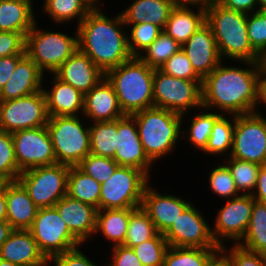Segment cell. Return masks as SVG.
Returning a JSON list of instances; mask_svg holds the SVG:
<instances>
[{"instance_id":"obj_37","label":"cell","mask_w":266,"mask_h":266,"mask_svg":"<svg viewBox=\"0 0 266 266\" xmlns=\"http://www.w3.org/2000/svg\"><path fill=\"white\" fill-rule=\"evenodd\" d=\"M233 120H229L224 115H221L213 124V128L208 139V143L203 152L208 154H224L232 149L233 134L235 128V115Z\"/></svg>"},{"instance_id":"obj_49","label":"cell","mask_w":266,"mask_h":266,"mask_svg":"<svg viewBox=\"0 0 266 266\" xmlns=\"http://www.w3.org/2000/svg\"><path fill=\"white\" fill-rule=\"evenodd\" d=\"M228 253L233 266H264L261 254L249 251L239 244L235 243Z\"/></svg>"},{"instance_id":"obj_6","label":"cell","mask_w":266,"mask_h":266,"mask_svg":"<svg viewBox=\"0 0 266 266\" xmlns=\"http://www.w3.org/2000/svg\"><path fill=\"white\" fill-rule=\"evenodd\" d=\"M53 144L56 163L77 166L90 154V130L79 116L49 117L46 125Z\"/></svg>"},{"instance_id":"obj_34","label":"cell","mask_w":266,"mask_h":266,"mask_svg":"<svg viewBox=\"0 0 266 266\" xmlns=\"http://www.w3.org/2000/svg\"><path fill=\"white\" fill-rule=\"evenodd\" d=\"M157 234L158 231L148 213L142 207H138L131 212L126 238L122 245L132 248L154 238Z\"/></svg>"},{"instance_id":"obj_38","label":"cell","mask_w":266,"mask_h":266,"mask_svg":"<svg viewBox=\"0 0 266 266\" xmlns=\"http://www.w3.org/2000/svg\"><path fill=\"white\" fill-rule=\"evenodd\" d=\"M227 167L231 171L238 192L243 195H252L255 191L260 166L259 164L229 157ZM253 190V191H252ZM251 191V192H249Z\"/></svg>"},{"instance_id":"obj_41","label":"cell","mask_w":266,"mask_h":266,"mask_svg":"<svg viewBox=\"0 0 266 266\" xmlns=\"http://www.w3.org/2000/svg\"><path fill=\"white\" fill-rule=\"evenodd\" d=\"M20 173L12 134L0 131V182L17 181Z\"/></svg>"},{"instance_id":"obj_7","label":"cell","mask_w":266,"mask_h":266,"mask_svg":"<svg viewBox=\"0 0 266 266\" xmlns=\"http://www.w3.org/2000/svg\"><path fill=\"white\" fill-rule=\"evenodd\" d=\"M36 25L26 35L25 52L43 73L47 70L53 74L78 49V32L69 37L39 30Z\"/></svg>"},{"instance_id":"obj_39","label":"cell","mask_w":266,"mask_h":266,"mask_svg":"<svg viewBox=\"0 0 266 266\" xmlns=\"http://www.w3.org/2000/svg\"><path fill=\"white\" fill-rule=\"evenodd\" d=\"M43 10L55 23L70 22L78 17V25L90 12L81 0H45Z\"/></svg>"},{"instance_id":"obj_53","label":"cell","mask_w":266,"mask_h":266,"mask_svg":"<svg viewBox=\"0 0 266 266\" xmlns=\"http://www.w3.org/2000/svg\"><path fill=\"white\" fill-rule=\"evenodd\" d=\"M222 5L228 9L240 11L246 14H252L258 10L255 9L258 6L257 0H226Z\"/></svg>"},{"instance_id":"obj_25","label":"cell","mask_w":266,"mask_h":266,"mask_svg":"<svg viewBox=\"0 0 266 266\" xmlns=\"http://www.w3.org/2000/svg\"><path fill=\"white\" fill-rule=\"evenodd\" d=\"M7 222L14 230H29L38 207L30 199L27 190L17 181L5 182Z\"/></svg>"},{"instance_id":"obj_61","label":"cell","mask_w":266,"mask_h":266,"mask_svg":"<svg viewBox=\"0 0 266 266\" xmlns=\"http://www.w3.org/2000/svg\"><path fill=\"white\" fill-rule=\"evenodd\" d=\"M226 0H205V9L213 5H222Z\"/></svg>"},{"instance_id":"obj_20","label":"cell","mask_w":266,"mask_h":266,"mask_svg":"<svg viewBox=\"0 0 266 266\" xmlns=\"http://www.w3.org/2000/svg\"><path fill=\"white\" fill-rule=\"evenodd\" d=\"M151 188L150 185L145 187L141 207L148 213L158 233L164 234L191 203L175 195H161Z\"/></svg>"},{"instance_id":"obj_15","label":"cell","mask_w":266,"mask_h":266,"mask_svg":"<svg viewBox=\"0 0 266 266\" xmlns=\"http://www.w3.org/2000/svg\"><path fill=\"white\" fill-rule=\"evenodd\" d=\"M207 224L200 211L190 204L163 235L169 246L219 248Z\"/></svg>"},{"instance_id":"obj_55","label":"cell","mask_w":266,"mask_h":266,"mask_svg":"<svg viewBox=\"0 0 266 266\" xmlns=\"http://www.w3.org/2000/svg\"><path fill=\"white\" fill-rule=\"evenodd\" d=\"M256 191L252 193L255 200L266 203V164L261 165L258 173Z\"/></svg>"},{"instance_id":"obj_10","label":"cell","mask_w":266,"mask_h":266,"mask_svg":"<svg viewBox=\"0 0 266 266\" xmlns=\"http://www.w3.org/2000/svg\"><path fill=\"white\" fill-rule=\"evenodd\" d=\"M203 81L187 80L154 70L153 100L154 107L185 114L188 109L202 108ZM187 110V111H186Z\"/></svg>"},{"instance_id":"obj_26","label":"cell","mask_w":266,"mask_h":266,"mask_svg":"<svg viewBox=\"0 0 266 266\" xmlns=\"http://www.w3.org/2000/svg\"><path fill=\"white\" fill-rule=\"evenodd\" d=\"M53 78L51 91L43 88L49 117L78 116L76 113L81 110L83 113L85 95L56 76Z\"/></svg>"},{"instance_id":"obj_11","label":"cell","mask_w":266,"mask_h":266,"mask_svg":"<svg viewBox=\"0 0 266 266\" xmlns=\"http://www.w3.org/2000/svg\"><path fill=\"white\" fill-rule=\"evenodd\" d=\"M29 231L45 258L51 259L82 244L69 230L55 206L39 208Z\"/></svg>"},{"instance_id":"obj_50","label":"cell","mask_w":266,"mask_h":266,"mask_svg":"<svg viewBox=\"0 0 266 266\" xmlns=\"http://www.w3.org/2000/svg\"><path fill=\"white\" fill-rule=\"evenodd\" d=\"M51 260L55 266H97L78 247L56 255Z\"/></svg>"},{"instance_id":"obj_33","label":"cell","mask_w":266,"mask_h":266,"mask_svg":"<svg viewBox=\"0 0 266 266\" xmlns=\"http://www.w3.org/2000/svg\"><path fill=\"white\" fill-rule=\"evenodd\" d=\"M90 153L114 158L117 145V119L99 121L89 126Z\"/></svg>"},{"instance_id":"obj_21","label":"cell","mask_w":266,"mask_h":266,"mask_svg":"<svg viewBox=\"0 0 266 266\" xmlns=\"http://www.w3.org/2000/svg\"><path fill=\"white\" fill-rule=\"evenodd\" d=\"M62 220L70 232L81 242L88 240L96 231L97 211L92 205L75 200L68 195L56 204Z\"/></svg>"},{"instance_id":"obj_51","label":"cell","mask_w":266,"mask_h":266,"mask_svg":"<svg viewBox=\"0 0 266 266\" xmlns=\"http://www.w3.org/2000/svg\"><path fill=\"white\" fill-rule=\"evenodd\" d=\"M112 263L108 266H143L132 248L124 245L113 247Z\"/></svg>"},{"instance_id":"obj_43","label":"cell","mask_w":266,"mask_h":266,"mask_svg":"<svg viewBox=\"0 0 266 266\" xmlns=\"http://www.w3.org/2000/svg\"><path fill=\"white\" fill-rule=\"evenodd\" d=\"M161 32L162 29L152 23L132 24L131 38L128 37V48L131 55L138 57L144 53L143 51L151 45Z\"/></svg>"},{"instance_id":"obj_8","label":"cell","mask_w":266,"mask_h":266,"mask_svg":"<svg viewBox=\"0 0 266 266\" xmlns=\"http://www.w3.org/2000/svg\"><path fill=\"white\" fill-rule=\"evenodd\" d=\"M148 179L137 168L118 166L111 178L101 184L100 210L141 207Z\"/></svg>"},{"instance_id":"obj_2","label":"cell","mask_w":266,"mask_h":266,"mask_svg":"<svg viewBox=\"0 0 266 266\" xmlns=\"http://www.w3.org/2000/svg\"><path fill=\"white\" fill-rule=\"evenodd\" d=\"M123 25L121 14L112 19L101 11H90L76 29L78 48L104 73L133 57Z\"/></svg>"},{"instance_id":"obj_3","label":"cell","mask_w":266,"mask_h":266,"mask_svg":"<svg viewBox=\"0 0 266 266\" xmlns=\"http://www.w3.org/2000/svg\"><path fill=\"white\" fill-rule=\"evenodd\" d=\"M154 70L139 57H132L105 73V77L114 88L124 115H132L154 107Z\"/></svg>"},{"instance_id":"obj_63","label":"cell","mask_w":266,"mask_h":266,"mask_svg":"<svg viewBox=\"0 0 266 266\" xmlns=\"http://www.w3.org/2000/svg\"><path fill=\"white\" fill-rule=\"evenodd\" d=\"M0 266H18V265L14 264L12 262L0 259Z\"/></svg>"},{"instance_id":"obj_44","label":"cell","mask_w":266,"mask_h":266,"mask_svg":"<svg viewBox=\"0 0 266 266\" xmlns=\"http://www.w3.org/2000/svg\"><path fill=\"white\" fill-rule=\"evenodd\" d=\"M217 112H207L196 115L191 120L189 127V140L198 149L204 150L207 146L208 139L210 137L214 122L221 116Z\"/></svg>"},{"instance_id":"obj_28","label":"cell","mask_w":266,"mask_h":266,"mask_svg":"<svg viewBox=\"0 0 266 266\" xmlns=\"http://www.w3.org/2000/svg\"><path fill=\"white\" fill-rule=\"evenodd\" d=\"M205 23V8L199 7L195 13L188 5L176 4L163 31L182 46Z\"/></svg>"},{"instance_id":"obj_13","label":"cell","mask_w":266,"mask_h":266,"mask_svg":"<svg viewBox=\"0 0 266 266\" xmlns=\"http://www.w3.org/2000/svg\"><path fill=\"white\" fill-rule=\"evenodd\" d=\"M49 115L43 89L34 94L0 101V131L13 133L46 126Z\"/></svg>"},{"instance_id":"obj_16","label":"cell","mask_w":266,"mask_h":266,"mask_svg":"<svg viewBox=\"0 0 266 266\" xmlns=\"http://www.w3.org/2000/svg\"><path fill=\"white\" fill-rule=\"evenodd\" d=\"M227 201L225 206L219 209L215 228L211 229L213 240L218 246H224V238H230L237 244L244 237L255 199L250 194H241Z\"/></svg>"},{"instance_id":"obj_31","label":"cell","mask_w":266,"mask_h":266,"mask_svg":"<svg viewBox=\"0 0 266 266\" xmlns=\"http://www.w3.org/2000/svg\"><path fill=\"white\" fill-rule=\"evenodd\" d=\"M101 184L84 173L78 166H70L67 195L100 210Z\"/></svg>"},{"instance_id":"obj_47","label":"cell","mask_w":266,"mask_h":266,"mask_svg":"<svg viewBox=\"0 0 266 266\" xmlns=\"http://www.w3.org/2000/svg\"><path fill=\"white\" fill-rule=\"evenodd\" d=\"M159 69L173 77L203 81L182 49L172 55Z\"/></svg>"},{"instance_id":"obj_4","label":"cell","mask_w":266,"mask_h":266,"mask_svg":"<svg viewBox=\"0 0 266 266\" xmlns=\"http://www.w3.org/2000/svg\"><path fill=\"white\" fill-rule=\"evenodd\" d=\"M206 10V23L211 27L221 59L262 62V57L252 48L247 31V14L213 5Z\"/></svg>"},{"instance_id":"obj_45","label":"cell","mask_w":266,"mask_h":266,"mask_svg":"<svg viewBox=\"0 0 266 266\" xmlns=\"http://www.w3.org/2000/svg\"><path fill=\"white\" fill-rule=\"evenodd\" d=\"M247 31L252 48L263 57L266 54V10L247 14Z\"/></svg>"},{"instance_id":"obj_22","label":"cell","mask_w":266,"mask_h":266,"mask_svg":"<svg viewBox=\"0 0 266 266\" xmlns=\"http://www.w3.org/2000/svg\"><path fill=\"white\" fill-rule=\"evenodd\" d=\"M44 73L25 54L17 63L7 83L0 89V101L25 97L41 91Z\"/></svg>"},{"instance_id":"obj_9","label":"cell","mask_w":266,"mask_h":266,"mask_svg":"<svg viewBox=\"0 0 266 266\" xmlns=\"http://www.w3.org/2000/svg\"><path fill=\"white\" fill-rule=\"evenodd\" d=\"M70 166L56 163L21 172L18 181L38 208L53 207L67 195Z\"/></svg>"},{"instance_id":"obj_24","label":"cell","mask_w":266,"mask_h":266,"mask_svg":"<svg viewBox=\"0 0 266 266\" xmlns=\"http://www.w3.org/2000/svg\"><path fill=\"white\" fill-rule=\"evenodd\" d=\"M83 114L93 122L112 121L124 116L114 88L105 76L85 94Z\"/></svg>"},{"instance_id":"obj_58","label":"cell","mask_w":266,"mask_h":266,"mask_svg":"<svg viewBox=\"0 0 266 266\" xmlns=\"http://www.w3.org/2000/svg\"><path fill=\"white\" fill-rule=\"evenodd\" d=\"M260 102L266 105V70L264 68L262 69L261 75Z\"/></svg>"},{"instance_id":"obj_12","label":"cell","mask_w":266,"mask_h":266,"mask_svg":"<svg viewBox=\"0 0 266 266\" xmlns=\"http://www.w3.org/2000/svg\"><path fill=\"white\" fill-rule=\"evenodd\" d=\"M235 116L233 145L229 157L266 164V118L261 113Z\"/></svg>"},{"instance_id":"obj_36","label":"cell","mask_w":266,"mask_h":266,"mask_svg":"<svg viewBox=\"0 0 266 266\" xmlns=\"http://www.w3.org/2000/svg\"><path fill=\"white\" fill-rule=\"evenodd\" d=\"M180 49L181 45L162 30L151 45L144 50L145 55L141 54L138 57L151 68L159 69Z\"/></svg>"},{"instance_id":"obj_54","label":"cell","mask_w":266,"mask_h":266,"mask_svg":"<svg viewBox=\"0 0 266 266\" xmlns=\"http://www.w3.org/2000/svg\"><path fill=\"white\" fill-rule=\"evenodd\" d=\"M225 246H220L209 258L205 266H233Z\"/></svg>"},{"instance_id":"obj_48","label":"cell","mask_w":266,"mask_h":266,"mask_svg":"<svg viewBox=\"0 0 266 266\" xmlns=\"http://www.w3.org/2000/svg\"><path fill=\"white\" fill-rule=\"evenodd\" d=\"M26 37L19 32L0 31V58L26 54Z\"/></svg>"},{"instance_id":"obj_42","label":"cell","mask_w":266,"mask_h":266,"mask_svg":"<svg viewBox=\"0 0 266 266\" xmlns=\"http://www.w3.org/2000/svg\"><path fill=\"white\" fill-rule=\"evenodd\" d=\"M84 173L102 184L114 174L119 166L113 158L88 154L78 165Z\"/></svg>"},{"instance_id":"obj_46","label":"cell","mask_w":266,"mask_h":266,"mask_svg":"<svg viewBox=\"0 0 266 266\" xmlns=\"http://www.w3.org/2000/svg\"><path fill=\"white\" fill-rule=\"evenodd\" d=\"M210 189L221 198L231 199L239 196L231 171L224 165L217 166L209 176Z\"/></svg>"},{"instance_id":"obj_32","label":"cell","mask_w":266,"mask_h":266,"mask_svg":"<svg viewBox=\"0 0 266 266\" xmlns=\"http://www.w3.org/2000/svg\"><path fill=\"white\" fill-rule=\"evenodd\" d=\"M237 244L259 254L266 251V203L254 201L248 228Z\"/></svg>"},{"instance_id":"obj_30","label":"cell","mask_w":266,"mask_h":266,"mask_svg":"<svg viewBox=\"0 0 266 266\" xmlns=\"http://www.w3.org/2000/svg\"><path fill=\"white\" fill-rule=\"evenodd\" d=\"M134 209L98 210L95 234L101 231L108 240L115 243L113 246L122 245L126 238L130 215Z\"/></svg>"},{"instance_id":"obj_64","label":"cell","mask_w":266,"mask_h":266,"mask_svg":"<svg viewBox=\"0 0 266 266\" xmlns=\"http://www.w3.org/2000/svg\"><path fill=\"white\" fill-rule=\"evenodd\" d=\"M261 257H262L264 266H266V251H264L263 253H261Z\"/></svg>"},{"instance_id":"obj_29","label":"cell","mask_w":266,"mask_h":266,"mask_svg":"<svg viewBox=\"0 0 266 266\" xmlns=\"http://www.w3.org/2000/svg\"><path fill=\"white\" fill-rule=\"evenodd\" d=\"M32 0L0 1V31L19 32L25 37L36 22Z\"/></svg>"},{"instance_id":"obj_5","label":"cell","mask_w":266,"mask_h":266,"mask_svg":"<svg viewBox=\"0 0 266 266\" xmlns=\"http://www.w3.org/2000/svg\"><path fill=\"white\" fill-rule=\"evenodd\" d=\"M139 138L148 158L153 162L175 148L184 114L151 107L132 114Z\"/></svg>"},{"instance_id":"obj_14","label":"cell","mask_w":266,"mask_h":266,"mask_svg":"<svg viewBox=\"0 0 266 266\" xmlns=\"http://www.w3.org/2000/svg\"><path fill=\"white\" fill-rule=\"evenodd\" d=\"M12 134L20 172L56 164V156L47 127L22 129Z\"/></svg>"},{"instance_id":"obj_35","label":"cell","mask_w":266,"mask_h":266,"mask_svg":"<svg viewBox=\"0 0 266 266\" xmlns=\"http://www.w3.org/2000/svg\"><path fill=\"white\" fill-rule=\"evenodd\" d=\"M218 248H190L169 246L163 266H205Z\"/></svg>"},{"instance_id":"obj_60","label":"cell","mask_w":266,"mask_h":266,"mask_svg":"<svg viewBox=\"0 0 266 266\" xmlns=\"http://www.w3.org/2000/svg\"><path fill=\"white\" fill-rule=\"evenodd\" d=\"M99 0H81V2L84 4V6L89 10V11H100L97 7V3Z\"/></svg>"},{"instance_id":"obj_19","label":"cell","mask_w":266,"mask_h":266,"mask_svg":"<svg viewBox=\"0 0 266 266\" xmlns=\"http://www.w3.org/2000/svg\"><path fill=\"white\" fill-rule=\"evenodd\" d=\"M53 75L85 95L101 81L105 73L78 48Z\"/></svg>"},{"instance_id":"obj_23","label":"cell","mask_w":266,"mask_h":266,"mask_svg":"<svg viewBox=\"0 0 266 266\" xmlns=\"http://www.w3.org/2000/svg\"><path fill=\"white\" fill-rule=\"evenodd\" d=\"M0 259L18 266H47L49 264L29 230H13L0 248Z\"/></svg>"},{"instance_id":"obj_17","label":"cell","mask_w":266,"mask_h":266,"mask_svg":"<svg viewBox=\"0 0 266 266\" xmlns=\"http://www.w3.org/2000/svg\"><path fill=\"white\" fill-rule=\"evenodd\" d=\"M113 160L119 166L134 167L143 171L148 177L152 161L146 155L138 128L132 115L117 119V145Z\"/></svg>"},{"instance_id":"obj_56","label":"cell","mask_w":266,"mask_h":266,"mask_svg":"<svg viewBox=\"0 0 266 266\" xmlns=\"http://www.w3.org/2000/svg\"><path fill=\"white\" fill-rule=\"evenodd\" d=\"M0 221H7V201L5 197V182H0Z\"/></svg>"},{"instance_id":"obj_1","label":"cell","mask_w":266,"mask_h":266,"mask_svg":"<svg viewBox=\"0 0 266 266\" xmlns=\"http://www.w3.org/2000/svg\"><path fill=\"white\" fill-rule=\"evenodd\" d=\"M245 64L249 68L225 67L221 62L203 79L202 109L216 107L230 117L257 110L256 105L261 103L262 62Z\"/></svg>"},{"instance_id":"obj_40","label":"cell","mask_w":266,"mask_h":266,"mask_svg":"<svg viewBox=\"0 0 266 266\" xmlns=\"http://www.w3.org/2000/svg\"><path fill=\"white\" fill-rule=\"evenodd\" d=\"M168 248L169 244L167 240L160 233L154 238L132 247L143 266H163L164 257Z\"/></svg>"},{"instance_id":"obj_18","label":"cell","mask_w":266,"mask_h":266,"mask_svg":"<svg viewBox=\"0 0 266 266\" xmlns=\"http://www.w3.org/2000/svg\"><path fill=\"white\" fill-rule=\"evenodd\" d=\"M195 72L204 79L222 61L211 27L205 23L182 46Z\"/></svg>"},{"instance_id":"obj_52","label":"cell","mask_w":266,"mask_h":266,"mask_svg":"<svg viewBox=\"0 0 266 266\" xmlns=\"http://www.w3.org/2000/svg\"><path fill=\"white\" fill-rule=\"evenodd\" d=\"M24 55L25 54H17L0 58V89L7 83L15 70L18 61Z\"/></svg>"},{"instance_id":"obj_62","label":"cell","mask_w":266,"mask_h":266,"mask_svg":"<svg viewBox=\"0 0 266 266\" xmlns=\"http://www.w3.org/2000/svg\"><path fill=\"white\" fill-rule=\"evenodd\" d=\"M258 2V9H264L266 10V0H257Z\"/></svg>"},{"instance_id":"obj_57","label":"cell","mask_w":266,"mask_h":266,"mask_svg":"<svg viewBox=\"0 0 266 266\" xmlns=\"http://www.w3.org/2000/svg\"><path fill=\"white\" fill-rule=\"evenodd\" d=\"M13 230V227L7 221H0V248Z\"/></svg>"},{"instance_id":"obj_59","label":"cell","mask_w":266,"mask_h":266,"mask_svg":"<svg viewBox=\"0 0 266 266\" xmlns=\"http://www.w3.org/2000/svg\"><path fill=\"white\" fill-rule=\"evenodd\" d=\"M174 1H175V4H178V5H188V6L199 5L197 7L205 8V0H174Z\"/></svg>"},{"instance_id":"obj_27","label":"cell","mask_w":266,"mask_h":266,"mask_svg":"<svg viewBox=\"0 0 266 266\" xmlns=\"http://www.w3.org/2000/svg\"><path fill=\"white\" fill-rule=\"evenodd\" d=\"M174 0H135L121 15L125 25L152 23L164 30Z\"/></svg>"},{"instance_id":"obj_65","label":"cell","mask_w":266,"mask_h":266,"mask_svg":"<svg viewBox=\"0 0 266 266\" xmlns=\"http://www.w3.org/2000/svg\"><path fill=\"white\" fill-rule=\"evenodd\" d=\"M262 67L266 70V54L262 57Z\"/></svg>"}]
</instances>
